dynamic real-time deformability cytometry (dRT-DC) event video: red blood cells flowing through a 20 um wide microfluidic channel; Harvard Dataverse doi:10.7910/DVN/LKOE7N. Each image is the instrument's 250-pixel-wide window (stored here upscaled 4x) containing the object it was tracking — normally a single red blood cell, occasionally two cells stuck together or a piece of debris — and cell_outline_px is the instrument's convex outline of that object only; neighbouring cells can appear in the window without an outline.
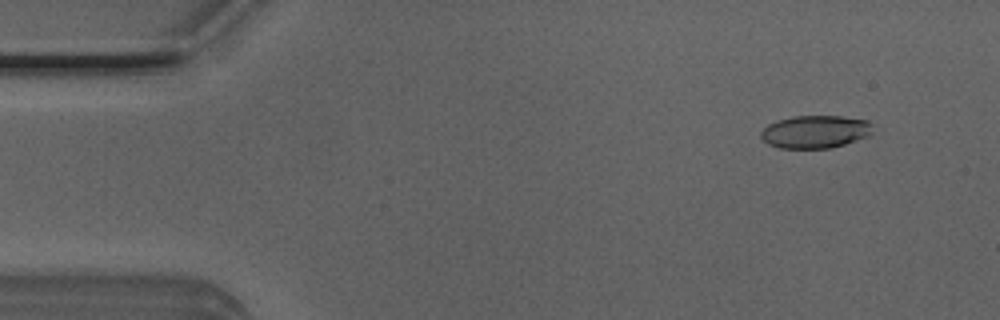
{"species": "Egyptian fruit bat (a non-hibernating species)", "species_latin": "Rousettus aegyptiacus", "temperature_condition": "room temperature", "stored_images_in_passage": 8, "camera_frame_rate_fps": 3000, "um_per_image_px": 0.085, "animal": {"sex": "male"}, "frame": {"image": 1, "passage_image": 3, "time_ms": 0.667, "image_size_px": [1000, 320], "cell_outline_px": [[872, 132], [868, 136], [832, 148], [780, 148], [768, 144], [760, 136], [760, 132], [768, 124], [776, 120], [792, 116], [840, 116], [868, 120], [872, 124]], "centroid_in_image_um": [69.28, 11.19], "position_along_channel_um": 15.7, "area_um2": 21.44}}